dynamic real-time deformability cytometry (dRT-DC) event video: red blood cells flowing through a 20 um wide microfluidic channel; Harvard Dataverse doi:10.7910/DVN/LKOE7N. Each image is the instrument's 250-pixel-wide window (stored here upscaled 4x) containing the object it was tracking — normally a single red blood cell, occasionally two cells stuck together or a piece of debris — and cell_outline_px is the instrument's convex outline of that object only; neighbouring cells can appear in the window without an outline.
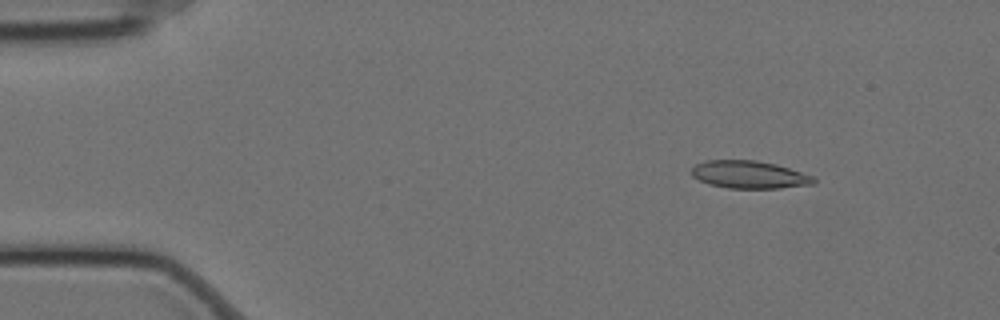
{"species": "Egyptian fruit bat (a non-hibernating species)", "species_latin": "Rousettus aegyptiacus", "temperature_condition": "cold", "stored_images_in_passage": 6, "camera_frame_rate_fps": 3000, "um_per_image_px": 0.085, "animal": {"sex": "female"}, "frame": {"image": 1, "passage_image": 2, "time_ms": 0.333, "image_size_px": [1000, 320], "cell_outline_px": [[816, 184], [780, 188], [728, 188], [708, 184], [692, 176], [692, 168], [696, 164], [708, 160], [756, 160], [776, 164], [816, 176]], "centroid_in_image_um": [63.74, 14.85], "position_along_channel_um": 21.3, "area_um2": 19.83}}
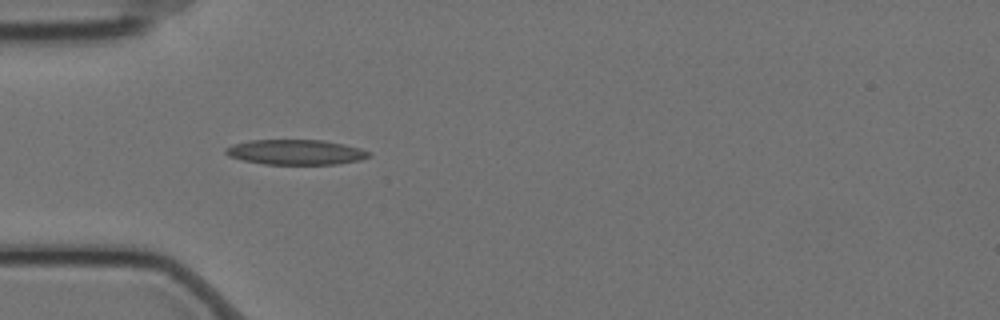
{"frame": {"image": 2, "passage_image": 5, "time_ms": 1.333, "image_size_px": [1000, 320], "cell_outline_px": [[372, 156], [360, 160], [336, 164], [264, 164], [244, 160], [228, 156], [224, 152], [224, 148], [232, 144], [248, 140], [324, 140], [344, 144], [360, 148], [372, 152]], "centroid_in_image_um": [25.14, 12.92], "position_along_channel_um": 59.9, "area_um2": 21.1}}
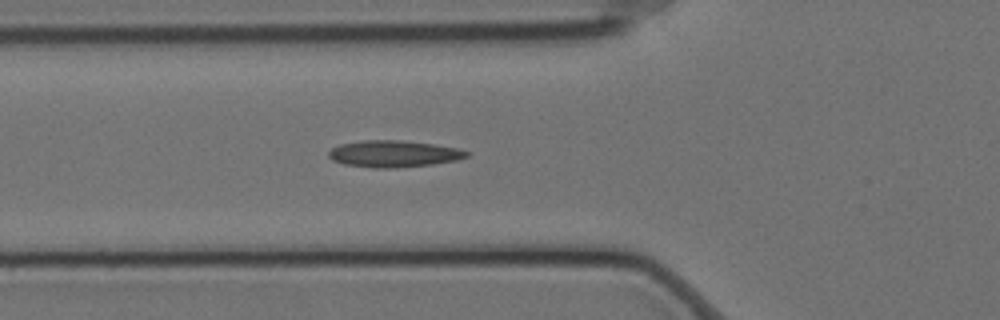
{"frame": {"image": 3, "passage_image": 6, "time_ms": 1.667, "image_size_px": [1000, 320], "cell_outline_px": [[472, 152], [468, 156], [456, 160], [432, 164], [396, 168], [372, 168], [344, 164], [332, 160], [328, 156], [328, 152], [332, 148], [340, 144], [360, 140], [400, 140], [432, 144], [460, 148]], "centroid_in_image_um": [33.47, 13.07], "position_along_channel_um": 92.3, "area_um2": 21.62}}